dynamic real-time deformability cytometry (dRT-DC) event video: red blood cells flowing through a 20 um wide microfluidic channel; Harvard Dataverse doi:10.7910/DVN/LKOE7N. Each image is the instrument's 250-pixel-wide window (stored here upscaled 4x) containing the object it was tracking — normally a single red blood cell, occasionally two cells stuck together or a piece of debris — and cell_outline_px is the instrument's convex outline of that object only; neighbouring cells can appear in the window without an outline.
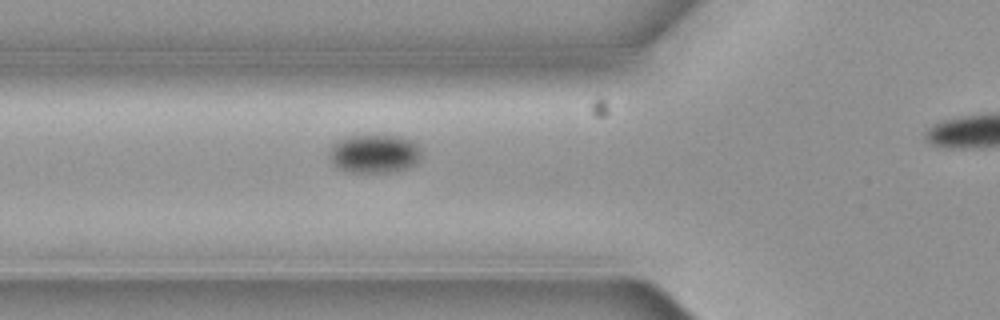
{"species": "common noctule bat (a hibernating species)", "species_latin": "Nyctalus noctula", "temperature_condition": "cold", "stored_images_in_passage": 3, "segment_of_instrument_passage": [1, 2], "camera_frame_rate_fps": 3000, "um_per_image_px": 0.085, "animal": {"sex": "female", "body_mass_g": 19.3, "forearm_length_mm": 54.1}, "frame": {"image": 1, "passage_image": 2, "time_ms": 0.333, "image_size_px": [1000, 320], "cell_outline_px": [[424, 156], [416, 164], [408, 168], [392, 172], [348, 172], [336, 168], [332, 164], [328, 156], [328, 152], [332, 144], [336, 140], [348, 136], [400, 136], [416, 140]], "centroid_in_image_um": [31.84, 13.07], "position_along_channel_um": 94.0, "area_um2": 21.39}}